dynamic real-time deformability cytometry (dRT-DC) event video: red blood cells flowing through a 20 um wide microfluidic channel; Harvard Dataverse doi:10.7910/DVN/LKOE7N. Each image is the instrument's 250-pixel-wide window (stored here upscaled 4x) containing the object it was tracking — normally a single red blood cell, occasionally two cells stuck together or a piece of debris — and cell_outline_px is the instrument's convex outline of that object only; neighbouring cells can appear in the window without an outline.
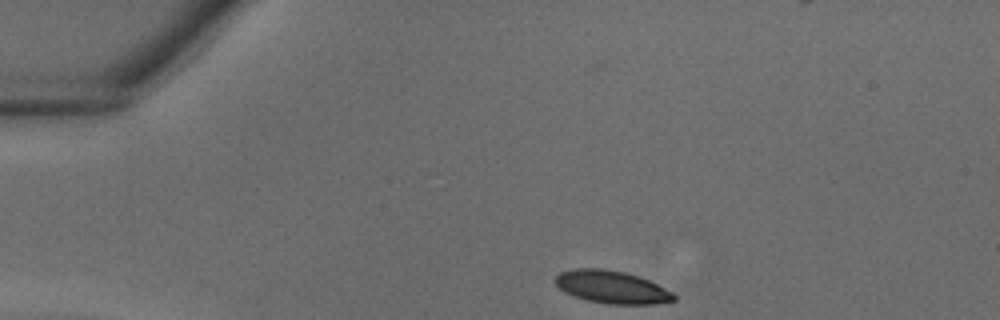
{"species": "common noctule bat (a hibernating species)", "species_latin": "Nyctalus noctula", "temperature_condition": "warm", "stored_images_in_passage": 32, "camera_frame_rate_fps": 3000, "um_per_image_px": 0.085, "animal": {"sex": "male", "body_mass_g": 18.8}, "frame": {"image": 1, "passage_image": 1, "time_ms": 0.0, "image_size_px": [1000, 320], "cell_outline_px": [[676, 300], [656, 304], [608, 304], [588, 300], [564, 292], [552, 280], [560, 272], [572, 268], [604, 268], [624, 272], [640, 276], [672, 292], [676, 296]], "centroid_in_image_um": [51.98, 24.39], "position_along_channel_um": 33.0, "area_um2": 22.66}}
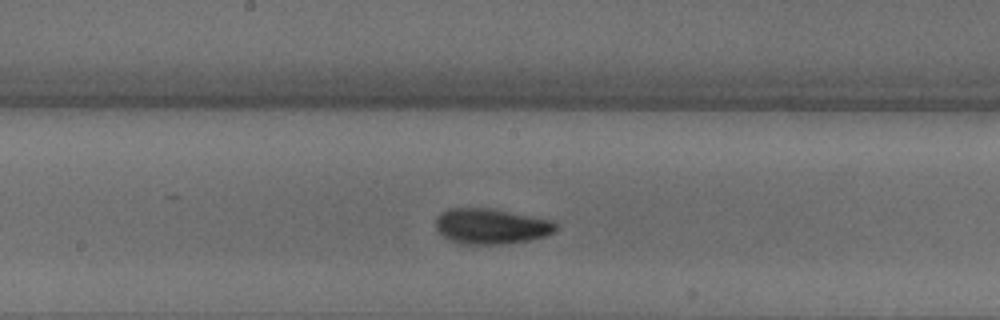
{"frame": {"image": 2, "passage_image": 14, "time_ms": 4.333, "image_size_px": [1000, 320], "cell_outline_px": [[556, 232], [548, 236], [528, 240], [504, 244], [460, 244], [448, 240], [436, 232], [436, 216], [440, 212], [448, 208], [488, 208], [552, 220], [556, 224]], "centroid_in_image_um": [41.7, 19.24], "position_along_channel_um": 206.5, "area_um2": 25.09}}
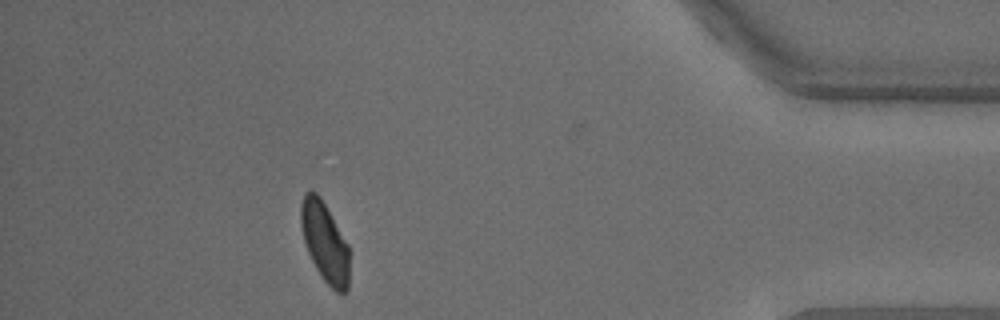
{"frame": {"image": 3, "passage_image": 28, "time_ms": 9.0, "image_size_px": [1000, 320], "cell_outline_px": [[348, 288], [344, 292], [336, 292], [324, 280], [316, 268], [308, 252], [304, 240], [300, 224], [300, 204], [304, 192], [312, 188], [320, 196], [348, 244]], "centroid_in_image_um": [27.57, 20.51], "position_along_channel_um": 407.6, "area_um2": 22.43}}